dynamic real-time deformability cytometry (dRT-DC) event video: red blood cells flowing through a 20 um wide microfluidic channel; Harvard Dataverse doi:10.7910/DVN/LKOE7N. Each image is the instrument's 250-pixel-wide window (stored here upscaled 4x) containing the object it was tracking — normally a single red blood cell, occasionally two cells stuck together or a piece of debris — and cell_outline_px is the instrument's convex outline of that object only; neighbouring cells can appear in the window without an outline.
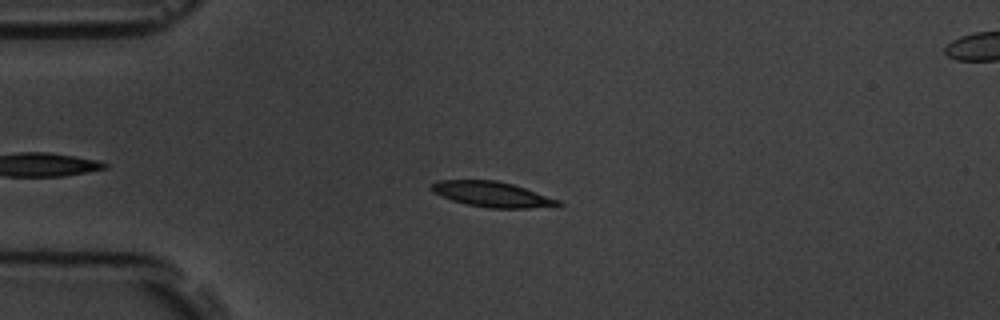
{"species": "common noctule bat (a hibernating species)", "species_latin": "Nyctalus noctula", "temperature_condition": "room temperature", "stored_images_in_passage": 6, "camera_frame_rate_fps": 3000, "um_per_image_px": 0.085, "animal": {"sex": "male", "body_mass_g": 19.5, "forearm_length_mm": 54.6}, "frame": {"image": 1, "passage_image": 4, "time_ms": 3.333, "image_size_px": [1000, 320], "cell_outline_px": [[564, 204], [528, 208], [488, 208], [468, 204], [452, 200], [440, 196], [432, 192], [428, 188], [428, 184], [436, 180], [496, 180], [512, 184], [560, 200]], "centroid_in_image_um": [41.72, 16.5], "position_along_channel_um": 43.3, "area_um2": 18.67}}
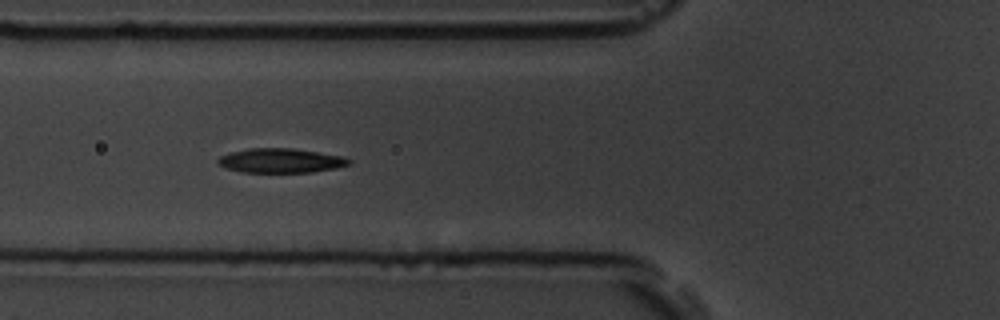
{"frame": {"image": 2, "passage_image": 6, "time_ms": 5.667, "image_size_px": [1000, 320], "cell_outline_px": [[352, 160], [348, 164], [336, 168], [312, 172], [240, 172], [224, 168], [216, 160], [220, 156], [232, 152], [248, 148], [292, 148], [344, 156]], "centroid_in_image_um": [23.85, 13.65], "position_along_channel_um": 101.9, "area_um2": 18.61}}